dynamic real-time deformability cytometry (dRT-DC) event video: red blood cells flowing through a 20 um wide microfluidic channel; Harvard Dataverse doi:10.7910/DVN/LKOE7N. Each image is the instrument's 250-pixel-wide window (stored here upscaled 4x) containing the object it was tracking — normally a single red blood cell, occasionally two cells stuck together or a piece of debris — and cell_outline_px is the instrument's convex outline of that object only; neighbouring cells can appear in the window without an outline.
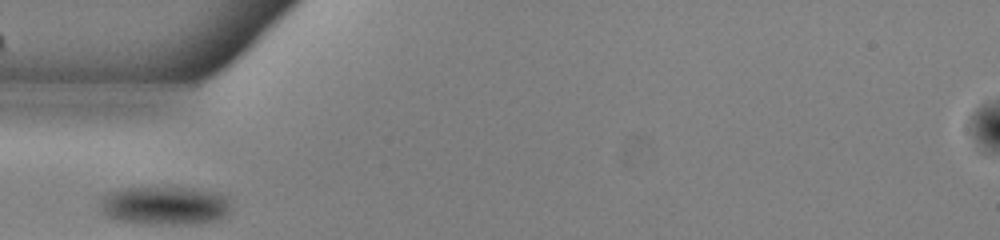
{"species": "common noctule bat (a hibernating species)", "species_latin": "Nyctalus noctula", "temperature_condition": "warm", "stored_images_in_passage": 26, "camera_frame_rate_fps": 3000, "um_per_image_px": 0.085, "animal": {"sex": "male", "body_mass_g": 13.0, "forearm_length_mm": 53.1}, "frame": {"image": 1, "passage_image": 1, "time_ms": 0.0, "image_size_px": [1000, 240], "cell_outline_px": [[232, 212], [228, 216], [220, 220], [200, 224], [140, 224], [116, 220], [104, 216], [100, 208], [100, 200], [108, 192], [124, 188], [192, 188], [216, 192], [228, 196], [232, 200]], "centroid_in_image_um": [14.09, 17.5], "position_along_channel_um": 70.9, "area_um2": 30.35}}
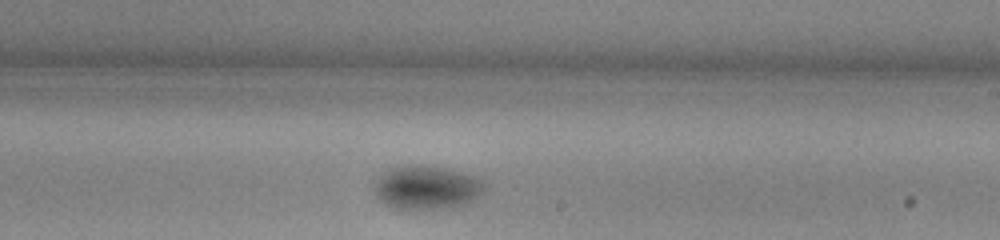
{"frame": {"image": 2, "passage_image": 15, "time_ms": 4.667, "image_size_px": [1000, 240], "cell_outline_px": [[484, 192], [472, 200], [464, 204], [448, 208], [396, 208], [384, 204], [376, 196], [376, 180], [388, 168], [400, 164], [424, 164], [472, 176], [484, 180]], "centroid_in_image_um": [36.23, 15.91], "position_along_channel_um": 252.8, "area_um2": 27.74}}
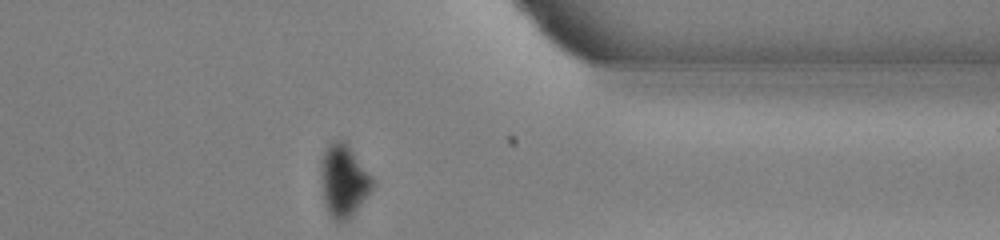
{"frame": {"image": 3, "passage_image": 26, "time_ms": 8.333, "image_size_px": [1000, 240], "cell_outline_px": [[372, 188], [352, 216], [348, 220], [340, 224], [336, 224], [328, 212], [324, 204], [320, 176], [320, 168], [324, 152], [328, 144], [336, 140], [344, 140], [348, 144], [372, 180]], "centroid_in_image_um": [29.15, 15.41], "position_along_channel_um": 382.2, "area_um2": 21.5}}